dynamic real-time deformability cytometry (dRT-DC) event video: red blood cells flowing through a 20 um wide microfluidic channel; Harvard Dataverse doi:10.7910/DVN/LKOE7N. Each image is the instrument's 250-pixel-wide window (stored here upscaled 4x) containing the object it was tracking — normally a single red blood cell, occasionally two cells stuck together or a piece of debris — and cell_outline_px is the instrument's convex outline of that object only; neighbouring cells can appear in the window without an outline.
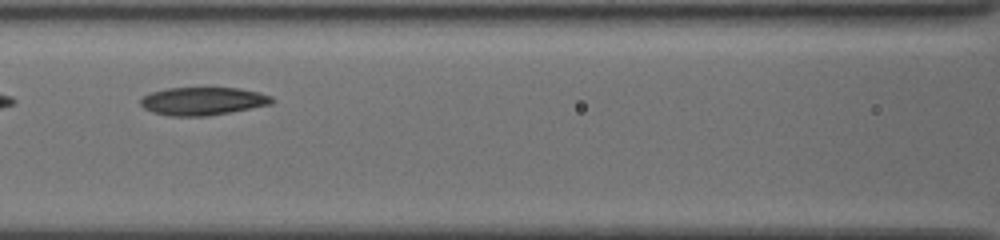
{"species": "common noctule bat (a hibernating species)", "species_latin": "Nyctalus noctula", "temperature_condition": "cold", "stored_images_in_passage": 18, "camera_frame_rate_fps": 3000, "um_per_image_px": 0.085, "animal": {"sex": "female", "body_mass_g": 19.5, "forearm_length_mm": 54.1}, "frame": {"image": 1, "passage_image": 8, "time_ms": 4.0, "image_size_px": [1000, 240], "cell_outline_px": [[276, 100], [272, 104], [232, 112], [208, 116], [172, 116], [152, 112], [144, 108], [140, 104], [140, 100], [144, 96], [152, 92], [164, 88], [240, 88], [260, 92], [272, 96]], "centroid_in_image_um": [17.28, 8.59], "position_along_channel_um": 149.3, "area_um2": 21.62}}